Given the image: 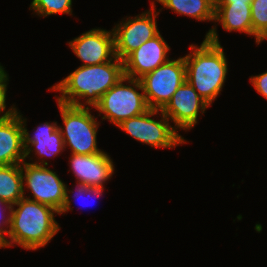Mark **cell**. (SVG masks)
I'll use <instances>...</instances> for the list:
<instances>
[{
    "mask_svg": "<svg viewBox=\"0 0 267 267\" xmlns=\"http://www.w3.org/2000/svg\"><path fill=\"white\" fill-rule=\"evenodd\" d=\"M216 28L213 26L206 33L200 46L191 44V52L184 56L187 82L210 106L221 93L228 73V62Z\"/></svg>",
    "mask_w": 267,
    "mask_h": 267,
    "instance_id": "cell-1",
    "label": "cell"
},
{
    "mask_svg": "<svg viewBox=\"0 0 267 267\" xmlns=\"http://www.w3.org/2000/svg\"><path fill=\"white\" fill-rule=\"evenodd\" d=\"M209 106L186 80L178 87L162 112L177 130L188 131L197 124L199 111L203 114Z\"/></svg>",
    "mask_w": 267,
    "mask_h": 267,
    "instance_id": "cell-10",
    "label": "cell"
},
{
    "mask_svg": "<svg viewBox=\"0 0 267 267\" xmlns=\"http://www.w3.org/2000/svg\"><path fill=\"white\" fill-rule=\"evenodd\" d=\"M64 127L58 126L64 148H71V154H98L97 147L99 122L90 112V107H77L57 101ZM65 129V130H64Z\"/></svg>",
    "mask_w": 267,
    "mask_h": 267,
    "instance_id": "cell-5",
    "label": "cell"
},
{
    "mask_svg": "<svg viewBox=\"0 0 267 267\" xmlns=\"http://www.w3.org/2000/svg\"><path fill=\"white\" fill-rule=\"evenodd\" d=\"M214 7L216 5V0H208Z\"/></svg>",
    "mask_w": 267,
    "mask_h": 267,
    "instance_id": "cell-27",
    "label": "cell"
},
{
    "mask_svg": "<svg viewBox=\"0 0 267 267\" xmlns=\"http://www.w3.org/2000/svg\"><path fill=\"white\" fill-rule=\"evenodd\" d=\"M10 212L11 205L0 200V235L4 238V240L7 239L5 235L7 236L10 228Z\"/></svg>",
    "mask_w": 267,
    "mask_h": 267,
    "instance_id": "cell-23",
    "label": "cell"
},
{
    "mask_svg": "<svg viewBox=\"0 0 267 267\" xmlns=\"http://www.w3.org/2000/svg\"><path fill=\"white\" fill-rule=\"evenodd\" d=\"M252 0H216V3H251Z\"/></svg>",
    "mask_w": 267,
    "mask_h": 267,
    "instance_id": "cell-25",
    "label": "cell"
},
{
    "mask_svg": "<svg viewBox=\"0 0 267 267\" xmlns=\"http://www.w3.org/2000/svg\"><path fill=\"white\" fill-rule=\"evenodd\" d=\"M30 9L41 17L62 13L72 15V0H32Z\"/></svg>",
    "mask_w": 267,
    "mask_h": 267,
    "instance_id": "cell-20",
    "label": "cell"
},
{
    "mask_svg": "<svg viewBox=\"0 0 267 267\" xmlns=\"http://www.w3.org/2000/svg\"><path fill=\"white\" fill-rule=\"evenodd\" d=\"M69 164L76 183L91 188L104 189V184L112 178L115 170L113 160L104 151L89 155L71 154Z\"/></svg>",
    "mask_w": 267,
    "mask_h": 267,
    "instance_id": "cell-14",
    "label": "cell"
},
{
    "mask_svg": "<svg viewBox=\"0 0 267 267\" xmlns=\"http://www.w3.org/2000/svg\"><path fill=\"white\" fill-rule=\"evenodd\" d=\"M251 3H216L215 23L229 32L238 31L253 36Z\"/></svg>",
    "mask_w": 267,
    "mask_h": 267,
    "instance_id": "cell-16",
    "label": "cell"
},
{
    "mask_svg": "<svg viewBox=\"0 0 267 267\" xmlns=\"http://www.w3.org/2000/svg\"><path fill=\"white\" fill-rule=\"evenodd\" d=\"M6 244H5V240L4 238L0 235V248H5Z\"/></svg>",
    "mask_w": 267,
    "mask_h": 267,
    "instance_id": "cell-26",
    "label": "cell"
},
{
    "mask_svg": "<svg viewBox=\"0 0 267 267\" xmlns=\"http://www.w3.org/2000/svg\"><path fill=\"white\" fill-rule=\"evenodd\" d=\"M170 46L159 33L131 52L124 60V76L140 79L165 63Z\"/></svg>",
    "mask_w": 267,
    "mask_h": 267,
    "instance_id": "cell-13",
    "label": "cell"
},
{
    "mask_svg": "<svg viewBox=\"0 0 267 267\" xmlns=\"http://www.w3.org/2000/svg\"><path fill=\"white\" fill-rule=\"evenodd\" d=\"M21 122L24 129V147H25V156L29 158L31 152H35V155L38 156V159L35 162H32V158H29L30 164H35L39 166H48V162L45 160L47 157H55L65 151L64 142L60 130L58 129L57 122H44L39 124L33 132V136L30 135L29 131L26 128V118L22 117ZM42 159V160H41ZM31 161V162H30Z\"/></svg>",
    "mask_w": 267,
    "mask_h": 267,
    "instance_id": "cell-12",
    "label": "cell"
},
{
    "mask_svg": "<svg viewBox=\"0 0 267 267\" xmlns=\"http://www.w3.org/2000/svg\"><path fill=\"white\" fill-rule=\"evenodd\" d=\"M123 76V61L115 57L112 61L98 65H81L49 90L60 92L57 101L61 103L95 107L100 98Z\"/></svg>",
    "mask_w": 267,
    "mask_h": 267,
    "instance_id": "cell-2",
    "label": "cell"
},
{
    "mask_svg": "<svg viewBox=\"0 0 267 267\" xmlns=\"http://www.w3.org/2000/svg\"><path fill=\"white\" fill-rule=\"evenodd\" d=\"M14 206H18L14 209ZM59 212L37 201L21 198L11 206L6 248L17 245L26 250L45 247L60 230L54 215Z\"/></svg>",
    "mask_w": 267,
    "mask_h": 267,
    "instance_id": "cell-3",
    "label": "cell"
},
{
    "mask_svg": "<svg viewBox=\"0 0 267 267\" xmlns=\"http://www.w3.org/2000/svg\"><path fill=\"white\" fill-rule=\"evenodd\" d=\"M160 120L152 118L160 115ZM169 119L162 110L149 109L145 113L121 122L117 127L143 144L155 148L173 149L179 144L186 143L184 137L177 133V129L169 123Z\"/></svg>",
    "mask_w": 267,
    "mask_h": 267,
    "instance_id": "cell-6",
    "label": "cell"
},
{
    "mask_svg": "<svg viewBox=\"0 0 267 267\" xmlns=\"http://www.w3.org/2000/svg\"><path fill=\"white\" fill-rule=\"evenodd\" d=\"M3 68L0 71V121L7 118L11 113L16 109L15 105L11 106L8 110H6V94H7V85L9 84V75ZM6 110V111H5Z\"/></svg>",
    "mask_w": 267,
    "mask_h": 267,
    "instance_id": "cell-22",
    "label": "cell"
},
{
    "mask_svg": "<svg viewBox=\"0 0 267 267\" xmlns=\"http://www.w3.org/2000/svg\"><path fill=\"white\" fill-rule=\"evenodd\" d=\"M250 7L253 37L260 44L267 37V0H252Z\"/></svg>",
    "mask_w": 267,
    "mask_h": 267,
    "instance_id": "cell-19",
    "label": "cell"
},
{
    "mask_svg": "<svg viewBox=\"0 0 267 267\" xmlns=\"http://www.w3.org/2000/svg\"><path fill=\"white\" fill-rule=\"evenodd\" d=\"M21 164L0 165V200L16 204L25 196Z\"/></svg>",
    "mask_w": 267,
    "mask_h": 267,
    "instance_id": "cell-17",
    "label": "cell"
},
{
    "mask_svg": "<svg viewBox=\"0 0 267 267\" xmlns=\"http://www.w3.org/2000/svg\"><path fill=\"white\" fill-rule=\"evenodd\" d=\"M68 43L83 66L102 64L116 57L114 34L111 30L94 28Z\"/></svg>",
    "mask_w": 267,
    "mask_h": 267,
    "instance_id": "cell-11",
    "label": "cell"
},
{
    "mask_svg": "<svg viewBox=\"0 0 267 267\" xmlns=\"http://www.w3.org/2000/svg\"><path fill=\"white\" fill-rule=\"evenodd\" d=\"M23 185L31 192L29 200L52 207L60 212L66 199V187L59 175L47 166L30 164L27 161L21 163ZM25 181V182H24Z\"/></svg>",
    "mask_w": 267,
    "mask_h": 267,
    "instance_id": "cell-9",
    "label": "cell"
},
{
    "mask_svg": "<svg viewBox=\"0 0 267 267\" xmlns=\"http://www.w3.org/2000/svg\"><path fill=\"white\" fill-rule=\"evenodd\" d=\"M154 2H151L150 10L133 18L123 19L112 29L115 54L120 60L123 61L131 52L160 33L157 28L156 17L161 9L157 12Z\"/></svg>",
    "mask_w": 267,
    "mask_h": 267,
    "instance_id": "cell-8",
    "label": "cell"
},
{
    "mask_svg": "<svg viewBox=\"0 0 267 267\" xmlns=\"http://www.w3.org/2000/svg\"><path fill=\"white\" fill-rule=\"evenodd\" d=\"M164 8L198 21L215 20V7L208 0H156Z\"/></svg>",
    "mask_w": 267,
    "mask_h": 267,
    "instance_id": "cell-18",
    "label": "cell"
},
{
    "mask_svg": "<svg viewBox=\"0 0 267 267\" xmlns=\"http://www.w3.org/2000/svg\"><path fill=\"white\" fill-rule=\"evenodd\" d=\"M139 80L149 108L162 110L178 87L186 81L184 56L167 60Z\"/></svg>",
    "mask_w": 267,
    "mask_h": 267,
    "instance_id": "cell-7",
    "label": "cell"
},
{
    "mask_svg": "<svg viewBox=\"0 0 267 267\" xmlns=\"http://www.w3.org/2000/svg\"><path fill=\"white\" fill-rule=\"evenodd\" d=\"M25 156L24 129L17 109L0 121V165L21 164Z\"/></svg>",
    "mask_w": 267,
    "mask_h": 267,
    "instance_id": "cell-15",
    "label": "cell"
},
{
    "mask_svg": "<svg viewBox=\"0 0 267 267\" xmlns=\"http://www.w3.org/2000/svg\"><path fill=\"white\" fill-rule=\"evenodd\" d=\"M94 108L99 112L98 116L104 114L102 120L107 119L116 126L150 109L140 80L126 76L112 86Z\"/></svg>",
    "mask_w": 267,
    "mask_h": 267,
    "instance_id": "cell-4",
    "label": "cell"
},
{
    "mask_svg": "<svg viewBox=\"0 0 267 267\" xmlns=\"http://www.w3.org/2000/svg\"><path fill=\"white\" fill-rule=\"evenodd\" d=\"M250 82L255 90L267 100V71L259 75L251 76Z\"/></svg>",
    "mask_w": 267,
    "mask_h": 267,
    "instance_id": "cell-24",
    "label": "cell"
},
{
    "mask_svg": "<svg viewBox=\"0 0 267 267\" xmlns=\"http://www.w3.org/2000/svg\"><path fill=\"white\" fill-rule=\"evenodd\" d=\"M104 190L105 189H102V188H91V187H87L85 185L76 183V188H75V193H74L73 190H71V189L69 190L68 187H66V199H65L64 206L62 207V209L59 212V215L65 213V212H68L69 210H73L71 207V200H74V198H77V199L82 198L83 199L84 196L89 197V199L93 198L94 196H95V198L96 197L100 198V197H102ZM69 193H73V196H72L73 198L71 197V195ZM70 198H72V199L70 200Z\"/></svg>",
    "mask_w": 267,
    "mask_h": 267,
    "instance_id": "cell-21",
    "label": "cell"
}]
</instances>
